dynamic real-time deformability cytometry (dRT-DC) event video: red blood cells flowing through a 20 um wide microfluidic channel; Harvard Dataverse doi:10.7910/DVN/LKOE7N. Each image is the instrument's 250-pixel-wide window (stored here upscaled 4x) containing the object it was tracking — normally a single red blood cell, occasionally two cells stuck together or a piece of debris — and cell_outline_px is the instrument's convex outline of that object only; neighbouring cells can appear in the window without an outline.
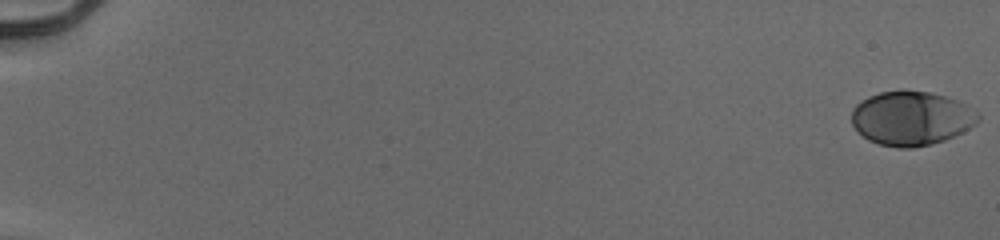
{"species": "human", "species_latin": "Homo sapiens", "temperature_condition": "cold", "stored_images_in_passage": 51, "camera_frame_rate_fps": 3000, "um_per_image_px": 0.085, "donor": {"sex": "male"}, "frame": {"image": 1, "passage_image": 1, "time_ms": 0.0, "image_size_px": [1000, 240], "cell_outline_px": [[980, 120], [968, 128], [944, 140], [912, 148], [900, 148], [880, 144], [868, 140], [852, 124], [852, 108], [856, 104], [868, 96], [880, 92], [900, 88], [904, 88], [928, 92], [944, 96], [964, 104], [976, 112], [980, 116]], "centroid_in_image_um": [77.42, 10.02], "position_along_channel_um": 7.6, "area_um2": 39.77}}
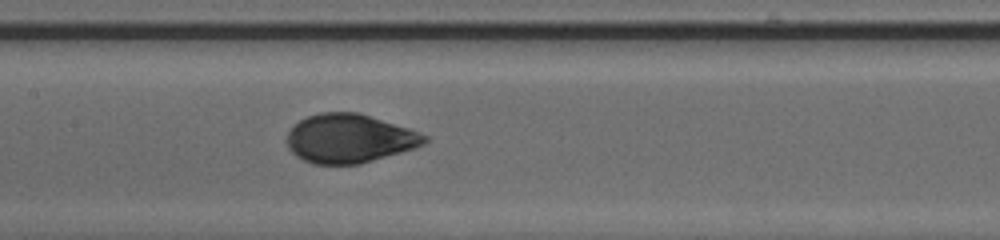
{"frame": {"image": 2, "passage_image": 30, "time_ms": 9.667, "image_size_px": [1000, 240], "cell_outline_px": [[428, 140], [424, 144], [400, 152], [360, 164], [312, 164], [296, 156], [288, 148], [288, 132], [300, 120], [308, 116], [320, 112], [356, 112], [408, 128], [428, 136]], "centroid_in_image_um": [29.68, 11.78], "position_along_channel_um": 177.7, "area_um2": 38.67}}
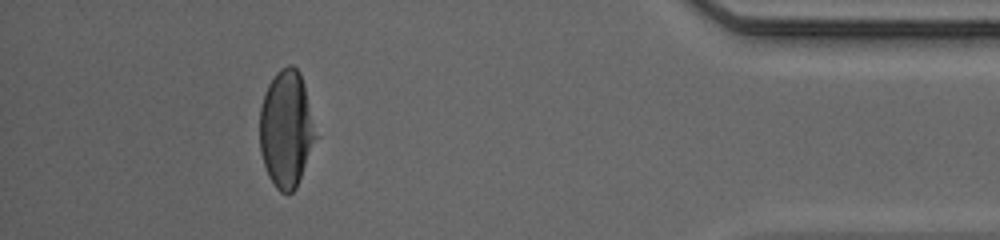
{"frame": {"image": 3, "passage_image": 51, "time_ms": 16.667, "image_size_px": [1000, 240], "cell_outline_px": [[320, 136], [296, 188], [292, 192], [280, 192], [276, 188], [268, 176], [260, 152], [260, 108], [264, 92], [268, 84], [276, 72], [280, 68], [288, 64], [292, 64], [300, 72], [304, 84]], "centroid_in_image_um": [24.38, 10.95], "position_along_channel_um": 410.8, "area_um2": 39.19}, "authors_computed_cell_mechanics": {"area_um2": 39.304, "velocity_mm_per_s": 3.9253, "shape_relaxation_time_tau1_ms": 3.0482, "shape_relaxation_time_tau2_ms": null, "deformation_change_tau1": 0.1673, "deformation_change_tau2": null}}